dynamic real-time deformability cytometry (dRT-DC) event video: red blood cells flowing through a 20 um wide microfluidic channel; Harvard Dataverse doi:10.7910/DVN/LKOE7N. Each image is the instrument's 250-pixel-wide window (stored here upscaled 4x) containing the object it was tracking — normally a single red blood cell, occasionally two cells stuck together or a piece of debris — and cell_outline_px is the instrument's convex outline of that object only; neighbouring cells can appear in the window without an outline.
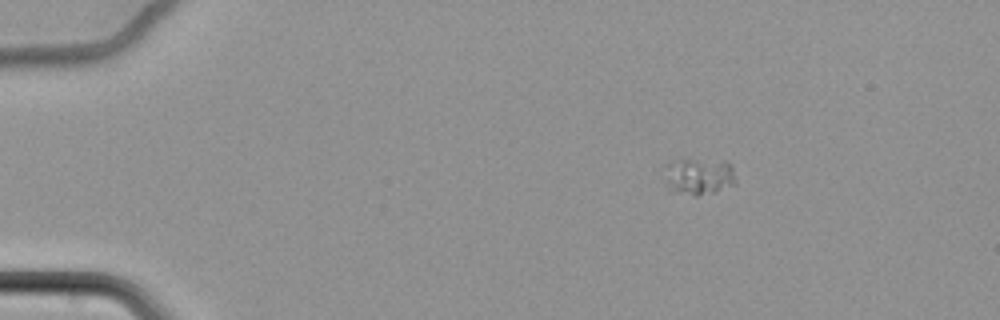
{"species": "common noctule bat (a hibernating species)", "species_latin": "Nyctalus noctula", "temperature_condition": "cold", "stored_images_in_passage": 53, "camera_frame_rate_fps": 3000, "um_per_image_px": 0.085, "animal": {"sex": "female", "body_mass_g": 22.7, "forearm_length_mm": 54.2}, "frame": {"image": 1, "passage_image": 1, "time_ms": 0.0, "image_size_px": [1000, 320], "cell_outline_px": [[736, 184], [716, 192], [696, 196], [692, 196], [668, 192], [664, 164], [680, 160], [728, 160], [732, 164], [736, 180]], "centroid_in_image_um": [59.42, 15.01], "position_along_channel_um": 25.6, "area_um2": 15.78}}
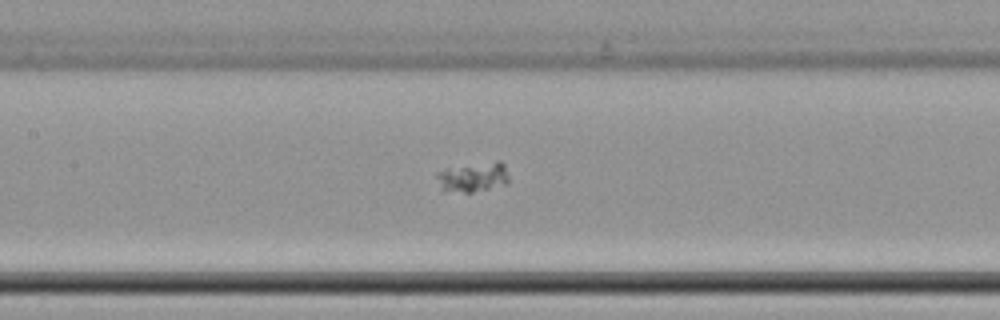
{"frame": {"image": 2, "passage_image": 22, "time_ms": 7.0, "image_size_px": [1000, 320], "cell_outline_px": [[508, 184], [472, 192], [444, 192], [440, 188], [436, 176], [436, 172], [448, 168], [496, 160], [500, 160], [504, 164], [508, 176]], "centroid_in_image_um": [40.2, 15.05], "position_along_channel_um": 167.2, "area_um2": 12.66}}
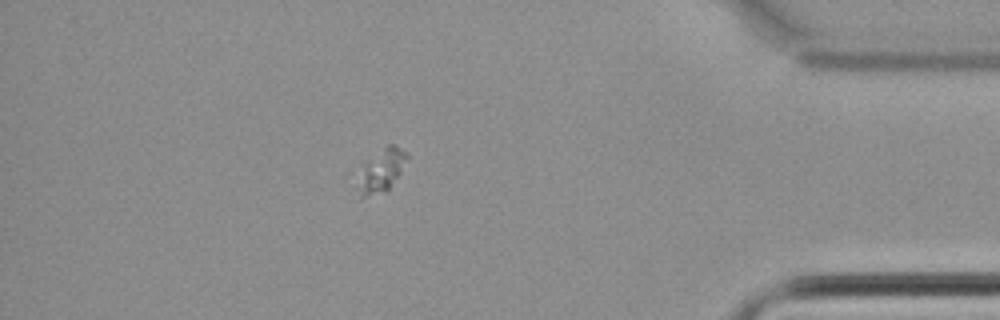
{"frame": {"image": 3, "passage_image": 46, "time_ms": 15.0, "image_size_px": [1000, 320], "cell_outline_px": [[408, 156], [400, 172], [388, 188], [384, 192], [364, 196], [360, 196], [356, 176], [364, 164], [388, 144], [396, 144], [408, 152]], "centroid_in_image_um": [32.41, 14.47], "position_along_channel_um": 402.8, "area_um2": 11.96}}